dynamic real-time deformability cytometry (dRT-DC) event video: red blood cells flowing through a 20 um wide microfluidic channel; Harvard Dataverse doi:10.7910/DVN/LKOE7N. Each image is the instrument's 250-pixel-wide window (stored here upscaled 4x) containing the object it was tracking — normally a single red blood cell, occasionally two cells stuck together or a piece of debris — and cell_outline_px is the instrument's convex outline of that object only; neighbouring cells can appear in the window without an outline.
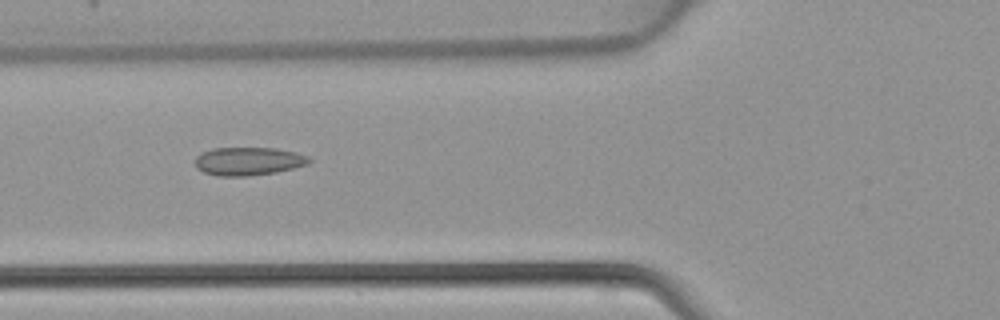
{"species": "common noctule bat (a hibernating species)", "species_latin": "Nyctalus noctula", "temperature_condition": "warm", "stored_images_in_passage": 4, "camera_frame_rate_fps": 3000, "um_per_image_px": 0.085, "animal": {"sex": "female", "body_mass_g": 22.7, "forearm_length_mm": 54.2}, "frame": {"image": 1, "passage_image": 4, "time_ms": 1.0, "image_size_px": [1000, 320], "cell_outline_px": [[312, 160], [308, 164], [276, 172], [248, 176], [220, 176], [204, 172], [196, 168], [196, 156], [200, 152], [212, 148], [272, 148], [296, 152], [308, 156]], "centroid_in_image_um": [21.1, 13.7], "position_along_channel_um": 104.7, "area_um2": 18.73}}